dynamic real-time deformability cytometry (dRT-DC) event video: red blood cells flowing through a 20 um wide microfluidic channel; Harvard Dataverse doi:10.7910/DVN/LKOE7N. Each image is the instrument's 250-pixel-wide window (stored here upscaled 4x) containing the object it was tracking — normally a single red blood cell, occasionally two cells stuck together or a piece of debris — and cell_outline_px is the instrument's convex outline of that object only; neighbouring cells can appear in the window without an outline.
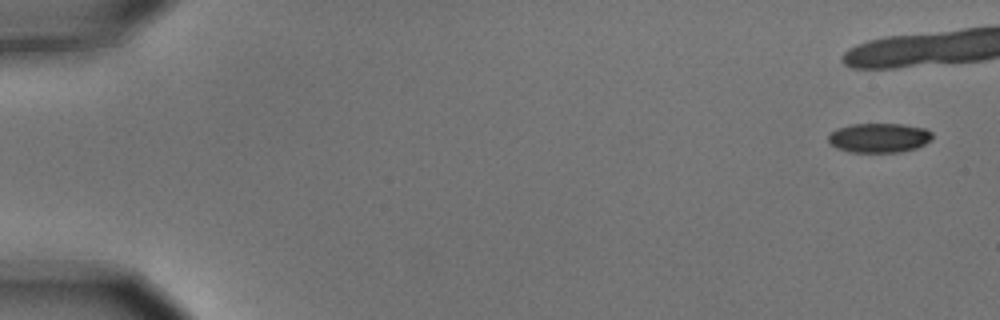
{"species": "common noctule bat (a hibernating species)", "species_latin": "Nyctalus noctula", "temperature_condition": "cold", "stored_images_in_passage": 16, "camera_frame_rate_fps": 3000, "um_per_image_px": 0.085, "animal": {"sex": "male", "body_mass_g": 15.6}, "frame": {"image": 1, "passage_image": 1, "time_ms": 0.0, "image_size_px": [1000, 320], "cell_outline_px": [[932, 140], [916, 148], [896, 152], [848, 152], [836, 148], [828, 140], [828, 136], [836, 128], [852, 124], [900, 124], [924, 128], [932, 132]], "centroid_in_image_um": [74.71, 11.71], "position_along_channel_um": 10.3, "area_um2": 17.8}}
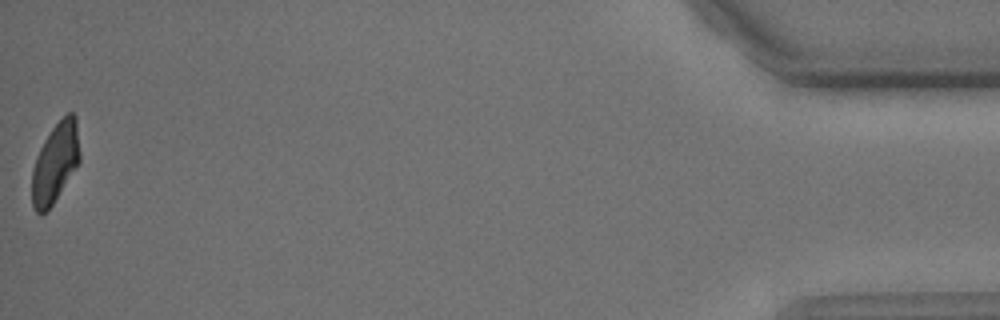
{"frame": {"image": 2, "passage_image": 16, "time_ms": 5.0, "image_size_px": [1000, 320], "cell_outline_px": [[80, 160], [52, 204], [40, 216], [36, 212], [32, 204], [32, 168], [36, 156], [44, 140], [52, 128], [68, 112], [72, 112], [76, 116], [80, 152]], "centroid_in_image_um": [4.69, 13.82], "position_along_channel_um": 430.5, "area_um2": 21.96}}